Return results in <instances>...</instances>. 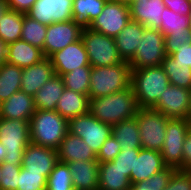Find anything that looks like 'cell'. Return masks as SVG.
Listing matches in <instances>:
<instances>
[{
  "label": "cell",
  "instance_id": "51",
  "mask_svg": "<svg viewBox=\"0 0 191 190\" xmlns=\"http://www.w3.org/2000/svg\"><path fill=\"white\" fill-rule=\"evenodd\" d=\"M5 156H2V142H0V164L4 162Z\"/></svg>",
  "mask_w": 191,
  "mask_h": 190
},
{
  "label": "cell",
  "instance_id": "52",
  "mask_svg": "<svg viewBox=\"0 0 191 190\" xmlns=\"http://www.w3.org/2000/svg\"><path fill=\"white\" fill-rule=\"evenodd\" d=\"M190 123H191V95H190V113H189V117H188Z\"/></svg>",
  "mask_w": 191,
  "mask_h": 190
},
{
  "label": "cell",
  "instance_id": "28",
  "mask_svg": "<svg viewBox=\"0 0 191 190\" xmlns=\"http://www.w3.org/2000/svg\"><path fill=\"white\" fill-rule=\"evenodd\" d=\"M112 135L120 144L121 149L142 148L139 126L135 117L123 120L112 126Z\"/></svg>",
  "mask_w": 191,
  "mask_h": 190
},
{
  "label": "cell",
  "instance_id": "35",
  "mask_svg": "<svg viewBox=\"0 0 191 190\" xmlns=\"http://www.w3.org/2000/svg\"><path fill=\"white\" fill-rule=\"evenodd\" d=\"M91 66L80 67L72 72L63 74L61 77L64 86L80 94L88 95L90 88Z\"/></svg>",
  "mask_w": 191,
  "mask_h": 190
},
{
  "label": "cell",
  "instance_id": "45",
  "mask_svg": "<svg viewBox=\"0 0 191 190\" xmlns=\"http://www.w3.org/2000/svg\"><path fill=\"white\" fill-rule=\"evenodd\" d=\"M170 57L174 60V63H183L191 68V43L183 44Z\"/></svg>",
  "mask_w": 191,
  "mask_h": 190
},
{
  "label": "cell",
  "instance_id": "3",
  "mask_svg": "<svg viewBox=\"0 0 191 190\" xmlns=\"http://www.w3.org/2000/svg\"><path fill=\"white\" fill-rule=\"evenodd\" d=\"M68 132V120L57 111L35 110L30 119L31 143L58 149Z\"/></svg>",
  "mask_w": 191,
  "mask_h": 190
},
{
  "label": "cell",
  "instance_id": "1",
  "mask_svg": "<svg viewBox=\"0 0 191 190\" xmlns=\"http://www.w3.org/2000/svg\"><path fill=\"white\" fill-rule=\"evenodd\" d=\"M137 111L138 105L131 86L107 96L90 99L89 112L111 126L135 117Z\"/></svg>",
  "mask_w": 191,
  "mask_h": 190
},
{
  "label": "cell",
  "instance_id": "20",
  "mask_svg": "<svg viewBox=\"0 0 191 190\" xmlns=\"http://www.w3.org/2000/svg\"><path fill=\"white\" fill-rule=\"evenodd\" d=\"M67 164L74 190H98L99 162L97 160H80Z\"/></svg>",
  "mask_w": 191,
  "mask_h": 190
},
{
  "label": "cell",
  "instance_id": "5",
  "mask_svg": "<svg viewBox=\"0 0 191 190\" xmlns=\"http://www.w3.org/2000/svg\"><path fill=\"white\" fill-rule=\"evenodd\" d=\"M0 142L4 162L21 165L24 150L31 142L30 121L0 118Z\"/></svg>",
  "mask_w": 191,
  "mask_h": 190
},
{
  "label": "cell",
  "instance_id": "11",
  "mask_svg": "<svg viewBox=\"0 0 191 190\" xmlns=\"http://www.w3.org/2000/svg\"><path fill=\"white\" fill-rule=\"evenodd\" d=\"M130 21L128 6L114 0H108L102 13L88 25V28L115 38Z\"/></svg>",
  "mask_w": 191,
  "mask_h": 190
},
{
  "label": "cell",
  "instance_id": "27",
  "mask_svg": "<svg viewBox=\"0 0 191 190\" xmlns=\"http://www.w3.org/2000/svg\"><path fill=\"white\" fill-rule=\"evenodd\" d=\"M130 179L113 161L99 163L98 190H130Z\"/></svg>",
  "mask_w": 191,
  "mask_h": 190
},
{
  "label": "cell",
  "instance_id": "47",
  "mask_svg": "<svg viewBox=\"0 0 191 190\" xmlns=\"http://www.w3.org/2000/svg\"><path fill=\"white\" fill-rule=\"evenodd\" d=\"M37 0H7L11 10L27 14Z\"/></svg>",
  "mask_w": 191,
  "mask_h": 190
},
{
  "label": "cell",
  "instance_id": "40",
  "mask_svg": "<svg viewBox=\"0 0 191 190\" xmlns=\"http://www.w3.org/2000/svg\"><path fill=\"white\" fill-rule=\"evenodd\" d=\"M140 149H122L112 161L130 179L131 171H134L135 157H138Z\"/></svg>",
  "mask_w": 191,
  "mask_h": 190
},
{
  "label": "cell",
  "instance_id": "26",
  "mask_svg": "<svg viewBox=\"0 0 191 190\" xmlns=\"http://www.w3.org/2000/svg\"><path fill=\"white\" fill-rule=\"evenodd\" d=\"M64 88L62 77L55 74L33 96L35 109L55 111Z\"/></svg>",
  "mask_w": 191,
  "mask_h": 190
},
{
  "label": "cell",
  "instance_id": "8",
  "mask_svg": "<svg viewBox=\"0 0 191 190\" xmlns=\"http://www.w3.org/2000/svg\"><path fill=\"white\" fill-rule=\"evenodd\" d=\"M165 57L164 35L158 29L146 27L129 65L131 70L159 66Z\"/></svg>",
  "mask_w": 191,
  "mask_h": 190
},
{
  "label": "cell",
  "instance_id": "33",
  "mask_svg": "<svg viewBox=\"0 0 191 190\" xmlns=\"http://www.w3.org/2000/svg\"><path fill=\"white\" fill-rule=\"evenodd\" d=\"M47 25L24 14L21 40L43 50L46 38Z\"/></svg>",
  "mask_w": 191,
  "mask_h": 190
},
{
  "label": "cell",
  "instance_id": "10",
  "mask_svg": "<svg viewBox=\"0 0 191 190\" xmlns=\"http://www.w3.org/2000/svg\"><path fill=\"white\" fill-rule=\"evenodd\" d=\"M190 129L189 119H168L164 143L160 151L167 167L182 170L183 143Z\"/></svg>",
  "mask_w": 191,
  "mask_h": 190
},
{
  "label": "cell",
  "instance_id": "19",
  "mask_svg": "<svg viewBox=\"0 0 191 190\" xmlns=\"http://www.w3.org/2000/svg\"><path fill=\"white\" fill-rule=\"evenodd\" d=\"M35 110L33 96L20 90L0 103V118L30 121Z\"/></svg>",
  "mask_w": 191,
  "mask_h": 190
},
{
  "label": "cell",
  "instance_id": "21",
  "mask_svg": "<svg viewBox=\"0 0 191 190\" xmlns=\"http://www.w3.org/2000/svg\"><path fill=\"white\" fill-rule=\"evenodd\" d=\"M164 8L163 0H137L129 6L130 17L132 21L139 22L147 28L158 29Z\"/></svg>",
  "mask_w": 191,
  "mask_h": 190
},
{
  "label": "cell",
  "instance_id": "46",
  "mask_svg": "<svg viewBox=\"0 0 191 190\" xmlns=\"http://www.w3.org/2000/svg\"><path fill=\"white\" fill-rule=\"evenodd\" d=\"M182 152V170L191 172V129L185 136Z\"/></svg>",
  "mask_w": 191,
  "mask_h": 190
},
{
  "label": "cell",
  "instance_id": "49",
  "mask_svg": "<svg viewBox=\"0 0 191 190\" xmlns=\"http://www.w3.org/2000/svg\"><path fill=\"white\" fill-rule=\"evenodd\" d=\"M9 10L7 0H0V21L3 15Z\"/></svg>",
  "mask_w": 191,
  "mask_h": 190
},
{
  "label": "cell",
  "instance_id": "15",
  "mask_svg": "<svg viewBox=\"0 0 191 190\" xmlns=\"http://www.w3.org/2000/svg\"><path fill=\"white\" fill-rule=\"evenodd\" d=\"M56 75L72 72L80 67L91 66L81 38L49 57Z\"/></svg>",
  "mask_w": 191,
  "mask_h": 190
},
{
  "label": "cell",
  "instance_id": "6",
  "mask_svg": "<svg viewBox=\"0 0 191 190\" xmlns=\"http://www.w3.org/2000/svg\"><path fill=\"white\" fill-rule=\"evenodd\" d=\"M81 40L87 51L91 67H107L121 63L115 39L84 27Z\"/></svg>",
  "mask_w": 191,
  "mask_h": 190
},
{
  "label": "cell",
  "instance_id": "36",
  "mask_svg": "<svg viewBox=\"0 0 191 190\" xmlns=\"http://www.w3.org/2000/svg\"><path fill=\"white\" fill-rule=\"evenodd\" d=\"M46 190H74L67 163L58 161L47 178Z\"/></svg>",
  "mask_w": 191,
  "mask_h": 190
},
{
  "label": "cell",
  "instance_id": "7",
  "mask_svg": "<svg viewBox=\"0 0 191 190\" xmlns=\"http://www.w3.org/2000/svg\"><path fill=\"white\" fill-rule=\"evenodd\" d=\"M135 118L139 126L141 147L161 151L169 118L151 108H138Z\"/></svg>",
  "mask_w": 191,
  "mask_h": 190
},
{
  "label": "cell",
  "instance_id": "37",
  "mask_svg": "<svg viewBox=\"0 0 191 190\" xmlns=\"http://www.w3.org/2000/svg\"><path fill=\"white\" fill-rule=\"evenodd\" d=\"M175 170L172 167H166L147 180L131 184L130 190H164Z\"/></svg>",
  "mask_w": 191,
  "mask_h": 190
},
{
  "label": "cell",
  "instance_id": "22",
  "mask_svg": "<svg viewBox=\"0 0 191 190\" xmlns=\"http://www.w3.org/2000/svg\"><path fill=\"white\" fill-rule=\"evenodd\" d=\"M58 161L63 163L80 160H97L96 154L80 137L67 132L57 149Z\"/></svg>",
  "mask_w": 191,
  "mask_h": 190
},
{
  "label": "cell",
  "instance_id": "16",
  "mask_svg": "<svg viewBox=\"0 0 191 190\" xmlns=\"http://www.w3.org/2000/svg\"><path fill=\"white\" fill-rule=\"evenodd\" d=\"M57 162V150L30 142L24 150L21 166L29 172L43 173L48 178Z\"/></svg>",
  "mask_w": 191,
  "mask_h": 190
},
{
  "label": "cell",
  "instance_id": "9",
  "mask_svg": "<svg viewBox=\"0 0 191 190\" xmlns=\"http://www.w3.org/2000/svg\"><path fill=\"white\" fill-rule=\"evenodd\" d=\"M68 132L80 137L97 155L103 143L112 134V126L101 122L89 112L69 119Z\"/></svg>",
  "mask_w": 191,
  "mask_h": 190
},
{
  "label": "cell",
  "instance_id": "44",
  "mask_svg": "<svg viewBox=\"0 0 191 190\" xmlns=\"http://www.w3.org/2000/svg\"><path fill=\"white\" fill-rule=\"evenodd\" d=\"M165 7L180 15L191 16L189 0H163Z\"/></svg>",
  "mask_w": 191,
  "mask_h": 190
},
{
  "label": "cell",
  "instance_id": "32",
  "mask_svg": "<svg viewBox=\"0 0 191 190\" xmlns=\"http://www.w3.org/2000/svg\"><path fill=\"white\" fill-rule=\"evenodd\" d=\"M169 78L171 85L191 90V68L183 63H174L170 56H166L161 64Z\"/></svg>",
  "mask_w": 191,
  "mask_h": 190
},
{
  "label": "cell",
  "instance_id": "2",
  "mask_svg": "<svg viewBox=\"0 0 191 190\" xmlns=\"http://www.w3.org/2000/svg\"><path fill=\"white\" fill-rule=\"evenodd\" d=\"M169 85V78L161 65L131 70L130 86L138 108L153 109Z\"/></svg>",
  "mask_w": 191,
  "mask_h": 190
},
{
  "label": "cell",
  "instance_id": "29",
  "mask_svg": "<svg viewBox=\"0 0 191 190\" xmlns=\"http://www.w3.org/2000/svg\"><path fill=\"white\" fill-rule=\"evenodd\" d=\"M23 68L4 62L0 65V103L20 91Z\"/></svg>",
  "mask_w": 191,
  "mask_h": 190
},
{
  "label": "cell",
  "instance_id": "30",
  "mask_svg": "<svg viewBox=\"0 0 191 190\" xmlns=\"http://www.w3.org/2000/svg\"><path fill=\"white\" fill-rule=\"evenodd\" d=\"M108 0H73V20L83 27L93 22L103 11Z\"/></svg>",
  "mask_w": 191,
  "mask_h": 190
},
{
  "label": "cell",
  "instance_id": "48",
  "mask_svg": "<svg viewBox=\"0 0 191 190\" xmlns=\"http://www.w3.org/2000/svg\"><path fill=\"white\" fill-rule=\"evenodd\" d=\"M7 59V44L0 39V65L6 62Z\"/></svg>",
  "mask_w": 191,
  "mask_h": 190
},
{
  "label": "cell",
  "instance_id": "18",
  "mask_svg": "<svg viewBox=\"0 0 191 190\" xmlns=\"http://www.w3.org/2000/svg\"><path fill=\"white\" fill-rule=\"evenodd\" d=\"M55 75L49 58L37 64L23 68L21 91L34 96L35 93Z\"/></svg>",
  "mask_w": 191,
  "mask_h": 190
},
{
  "label": "cell",
  "instance_id": "38",
  "mask_svg": "<svg viewBox=\"0 0 191 190\" xmlns=\"http://www.w3.org/2000/svg\"><path fill=\"white\" fill-rule=\"evenodd\" d=\"M47 177L43 173L29 172L21 166L17 190H46Z\"/></svg>",
  "mask_w": 191,
  "mask_h": 190
},
{
  "label": "cell",
  "instance_id": "31",
  "mask_svg": "<svg viewBox=\"0 0 191 190\" xmlns=\"http://www.w3.org/2000/svg\"><path fill=\"white\" fill-rule=\"evenodd\" d=\"M24 13L9 9L0 21V39L7 45L21 39Z\"/></svg>",
  "mask_w": 191,
  "mask_h": 190
},
{
  "label": "cell",
  "instance_id": "50",
  "mask_svg": "<svg viewBox=\"0 0 191 190\" xmlns=\"http://www.w3.org/2000/svg\"><path fill=\"white\" fill-rule=\"evenodd\" d=\"M116 2H120L121 4H125L126 6H130L135 3L137 0H114Z\"/></svg>",
  "mask_w": 191,
  "mask_h": 190
},
{
  "label": "cell",
  "instance_id": "13",
  "mask_svg": "<svg viewBox=\"0 0 191 190\" xmlns=\"http://www.w3.org/2000/svg\"><path fill=\"white\" fill-rule=\"evenodd\" d=\"M191 90L169 85L153 108L169 119H188L190 113Z\"/></svg>",
  "mask_w": 191,
  "mask_h": 190
},
{
  "label": "cell",
  "instance_id": "39",
  "mask_svg": "<svg viewBox=\"0 0 191 190\" xmlns=\"http://www.w3.org/2000/svg\"><path fill=\"white\" fill-rule=\"evenodd\" d=\"M0 190H17L18 175L21 171V165H13L12 163L2 162Z\"/></svg>",
  "mask_w": 191,
  "mask_h": 190
},
{
  "label": "cell",
  "instance_id": "23",
  "mask_svg": "<svg viewBox=\"0 0 191 190\" xmlns=\"http://www.w3.org/2000/svg\"><path fill=\"white\" fill-rule=\"evenodd\" d=\"M145 28L141 23L131 20L114 38L118 54L123 61L130 62L133 59Z\"/></svg>",
  "mask_w": 191,
  "mask_h": 190
},
{
  "label": "cell",
  "instance_id": "42",
  "mask_svg": "<svg viewBox=\"0 0 191 190\" xmlns=\"http://www.w3.org/2000/svg\"><path fill=\"white\" fill-rule=\"evenodd\" d=\"M185 43H191V32H170L164 36L166 56L173 54Z\"/></svg>",
  "mask_w": 191,
  "mask_h": 190
},
{
  "label": "cell",
  "instance_id": "43",
  "mask_svg": "<svg viewBox=\"0 0 191 190\" xmlns=\"http://www.w3.org/2000/svg\"><path fill=\"white\" fill-rule=\"evenodd\" d=\"M164 190H191V172L175 170Z\"/></svg>",
  "mask_w": 191,
  "mask_h": 190
},
{
  "label": "cell",
  "instance_id": "25",
  "mask_svg": "<svg viewBox=\"0 0 191 190\" xmlns=\"http://www.w3.org/2000/svg\"><path fill=\"white\" fill-rule=\"evenodd\" d=\"M89 106L90 98L88 95L64 88L55 111L65 119L69 120L89 113Z\"/></svg>",
  "mask_w": 191,
  "mask_h": 190
},
{
  "label": "cell",
  "instance_id": "14",
  "mask_svg": "<svg viewBox=\"0 0 191 190\" xmlns=\"http://www.w3.org/2000/svg\"><path fill=\"white\" fill-rule=\"evenodd\" d=\"M73 0H37L27 15L36 21L50 25L73 20Z\"/></svg>",
  "mask_w": 191,
  "mask_h": 190
},
{
  "label": "cell",
  "instance_id": "12",
  "mask_svg": "<svg viewBox=\"0 0 191 190\" xmlns=\"http://www.w3.org/2000/svg\"><path fill=\"white\" fill-rule=\"evenodd\" d=\"M83 26L74 20L55 22L47 25L46 38L43 48L45 58L67 47L81 38Z\"/></svg>",
  "mask_w": 191,
  "mask_h": 190
},
{
  "label": "cell",
  "instance_id": "4",
  "mask_svg": "<svg viewBox=\"0 0 191 190\" xmlns=\"http://www.w3.org/2000/svg\"><path fill=\"white\" fill-rule=\"evenodd\" d=\"M131 67L122 61L107 67H92L90 75V99L107 96L130 87Z\"/></svg>",
  "mask_w": 191,
  "mask_h": 190
},
{
  "label": "cell",
  "instance_id": "34",
  "mask_svg": "<svg viewBox=\"0 0 191 190\" xmlns=\"http://www.w3.org/2000/svg\"><path fill=\"white\" fill-rule=\"evenodd\" d=\"M158 30L164 35L170 32H191L190 16L174 13L165 7L162 13L161 25Z\"/></svg>",
  "mask_w": 191,
  "mask_h": 190
},
{
  "label": "cell",
  "instance_id": "17",
  "mask_svg": "<svg viewBox=\"0 0 191 190\" xmlns=\"http://www.w3.org/2000/svg\"><path fill=\"white\" fill-rule=\"evenodd\" d=\"M166 167L160 151L140 148L138 157H135L134 171H131L130 182L135 184L147 180Z\"/></svg>",
  "mask_w": 191,
  "mask_h": 190
},
{
  "label": "cell",
  "instance_id": "41",
  "mask_svg": "<svg viewBox=\"0 0 191 190\" xmlns=\"http://www.w3.org/2000/svg\"><path fill=\"white\" fill-rule=\"evenodd\" d=\"M121 146L111 134L101 146L96 155L99 163L109 162L116 158L121 151Z\"/></svg>",
  "mask_w": 191,
  "mask_h": 190
},
{
  "label": "cell",
  "instance_id": "24",
  "mask_svg": "<svg viewBox=\"0 0 191 190\" xmlns=\"http://www.w3.org/2000/svg\"><path fill=\"white\" fill-rule=\"evenodd\" d=\"M44 58L45 56L41 49L32 46L21 39L7 45L6 62L16 65L20 68L37 64Z\"/></svg>",
  "mask_w": 191,
  "mask_h": 190
}]
</instances>
